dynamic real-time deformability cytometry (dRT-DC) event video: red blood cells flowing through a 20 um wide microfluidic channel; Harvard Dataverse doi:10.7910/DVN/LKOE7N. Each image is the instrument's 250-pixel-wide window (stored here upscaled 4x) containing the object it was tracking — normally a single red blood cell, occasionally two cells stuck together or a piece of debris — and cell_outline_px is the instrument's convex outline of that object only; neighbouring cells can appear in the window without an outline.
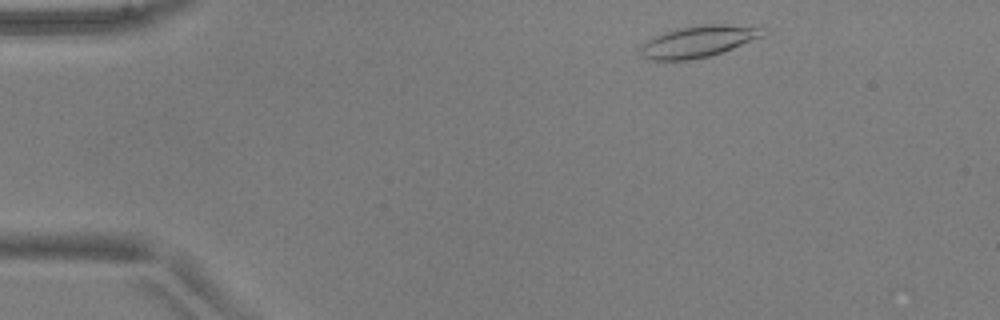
{"species": "common noctule bat (a hibernating species)", "species_latin": "Nyctalus noctula", "temperature_condition": "warm", "stored_images_in_passage": 47, "camera_frame_rate_fps": 3000, "um_per_image_px": 0.085, "animal": {"sex": "male", "body_mass_g": 17.9, "forearm_length_mm": 54.2}, "frame": {"image": 1, "passage_image": 3, "time_ms": 0.667, "image_size_px": [1000, 320], "cell_outline_px": [[764, 36], [732, 48], [708, 56], [688, 60], [652, 60], [640, 56], [640, 48], [652, 36], [676, 28], [700, 24], [724, 24], [760, 28]], "centroid_in_image_um": [59.27, 3.52], "position_along_channel_um": 25.7, "area_um2": 22.2}}
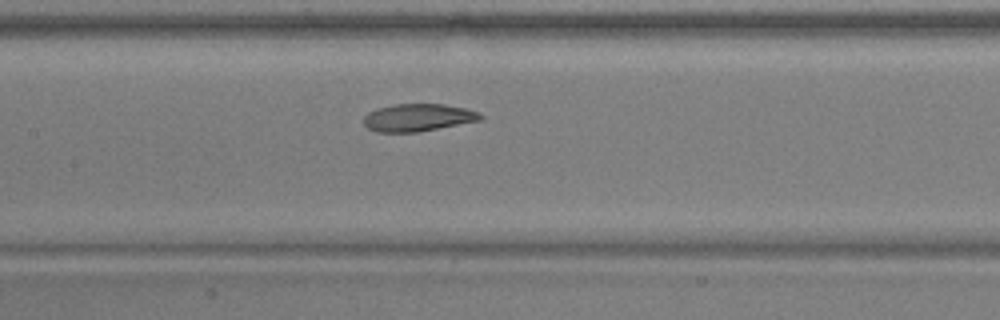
{"frame": {"image": 2, "passage_image": 20, "time_ms": 6.333, "image_size_px": [1000, 320], "cell_outline_px": [[484, 116], [480, 120], [420, 132], [376, 132], [368, 128], [364, 124], [364, 116], [368, 112], [376, 108], [396, 104], [444, 104], [464, 108], [480, 112]], "centroid_in_image_um": [35.52, 9.99], "position_along_channel_um": 171.9, "area_um2": 18.79}}
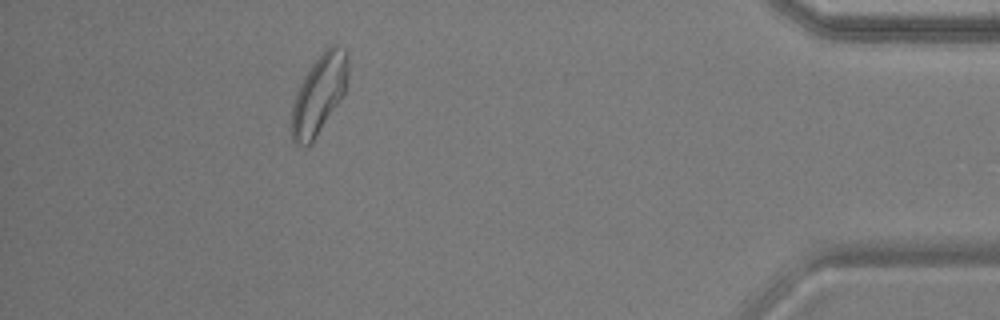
{"frame": {"image": 3, "passage_image": 42, "time_ms": 13.667, "image_size_px": [1000, 320], "cell_outline_px": [[348, 72], [344, 92], [340, 100], [312, 144], [296, 144], [292, 140], [292, 104], [296, 92], [304, 76], [312, 64], [328, 44], [336, 44], [344, 48], [348, 60]], "centroid_in_image_um": [27.12, 7.99], "position_along_channel_um": 408.1, "area_um2": 25.84}, "authors_computed_cell_mechanics": {"area_um2": 20.519, "velocity_mm_per_s": 3.8815, "shape_relaxation_time_tau1_ms": 4.8287, "shape_relaxation_time_tau2_ms": 4.4173, "deformation_change_tau1": 0.1877, "deformation_change_tau2": 0.1112}}